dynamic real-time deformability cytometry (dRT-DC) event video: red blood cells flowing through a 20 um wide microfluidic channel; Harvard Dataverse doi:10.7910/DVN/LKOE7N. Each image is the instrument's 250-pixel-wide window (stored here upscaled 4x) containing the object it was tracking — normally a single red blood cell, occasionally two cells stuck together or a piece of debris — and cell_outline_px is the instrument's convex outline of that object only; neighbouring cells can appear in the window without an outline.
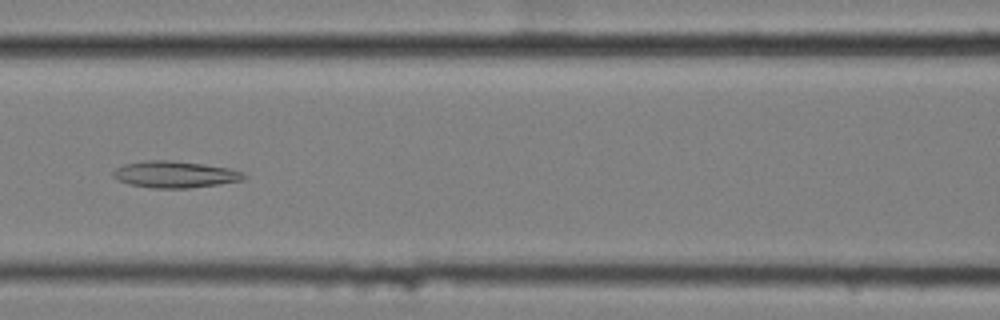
{"species": "common noctule bat (a hibernating species)", "species_latin": "Nyctalus noctula", "temperature_condition": "cold", "stored_images_in_passage": 52, "camera_frame_rate_fps": 3000, "um_per_image_px": 0.085, "animal": {"sex": "female", "body_mass_g": 25.1}, "frame": {"image": 1, "passage_image": 19, "time_ms": 6.0, "image_size_px": [1000, 320], "cell_outline_px": [[248, 176], [244, 180], [188, 188], [152, 188], [128, 184], [112, 176], [112, 172], [116, 168], [124, 164], [148, 160], [172, 160], [204, 164], [228, 168], [244, 172]], "centroid_in_image_um": [14.88, 14.82], "position_along_channel_um": 151.7, "area_um2": 20.29}}
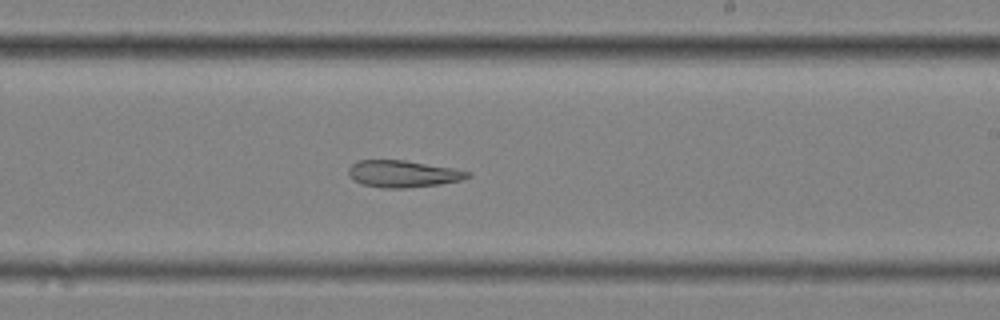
{"frame": {"image": 2, "passage_image": 28, "time_ms": 9.0, "image_size_px": [1000, 320], "cell_outline_px": [[472, 176], [464, 180], [440, 184], [404, 188], [380, 188], [360, 184], [352, 180], [348, 176], [348, 168], [356, 160], [404, 160], [452, 168], [472, 172]], "centroid_in_image_um": [34.23, 14.78], "position_along_channel_um": 254.8, "area_um2": 18.96}}
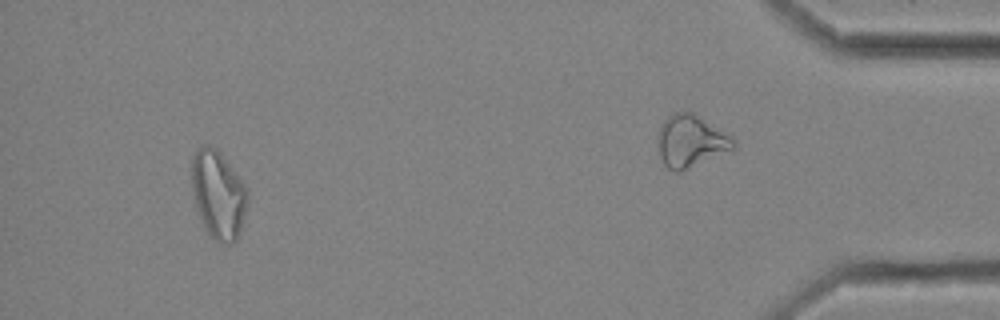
{"frame": {"image": 3, "passage_image": 48, "time_ms": 15.667, "image_size_px": [1000, 320], "cell_outline_px": [[248, 200], [240, 228], [236, 240], [232, 244], [228, 244], [216, 240], [208, 236], [200, 220], [196, 208], [192, 192], [192, 156], [196, 148], [208, 144], [216, 148], [220, 152], [244, 184], [248, 192]], "centroid_in_image_um": [18.52, 16.54], "position_along_channel_um": 416.7, "area_um2": 28.67}, "authors_computed_cell_mechanics": {"area_um2": 23.12, "velocity_mm_per_s": 3.4469, "shape_relaxation_time_tau1_ms": null, "shape_relaxation_time_tau2_ms": 7.5638, "deformation_change_tau1": null, "deformation_change_tau2": 0.1795}}